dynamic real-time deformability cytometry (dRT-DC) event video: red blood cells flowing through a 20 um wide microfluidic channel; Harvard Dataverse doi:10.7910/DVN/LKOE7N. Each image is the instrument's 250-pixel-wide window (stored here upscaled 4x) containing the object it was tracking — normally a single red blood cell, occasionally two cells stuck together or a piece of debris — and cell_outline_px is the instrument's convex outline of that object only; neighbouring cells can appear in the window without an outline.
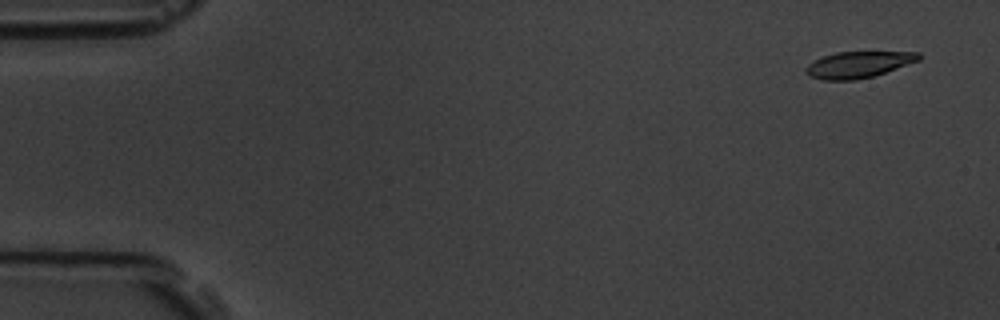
{"species": "common noctule bat (a hibernating species)", "species_latin": "Nyctalus noctula", "temperature_condition": "room temperature", "stored_images_in_passage": 56, "camera_frame_rate_fps": 3000, "um_per_image_px": 0.085, "animal": {"sex": "male", "body_mass_g": 19.5, "forearm_length_mm": 54.6}, "frame": {"image": 1, "passage_image": 1, "time_ms": 0.0, "image_size_px": [1000, 320], "cell_outline_px": [[920, 60], [872, 76], [856, 80], [824, 80], [808, 76], [804, 72], [804, 68], [808, 64], [824, 56], [836, 52], [920, 52]], "centroid_in_image_um": [72.92, 5.49], "position_along_channel_um": 12.1, "area_um2": 17.17}}
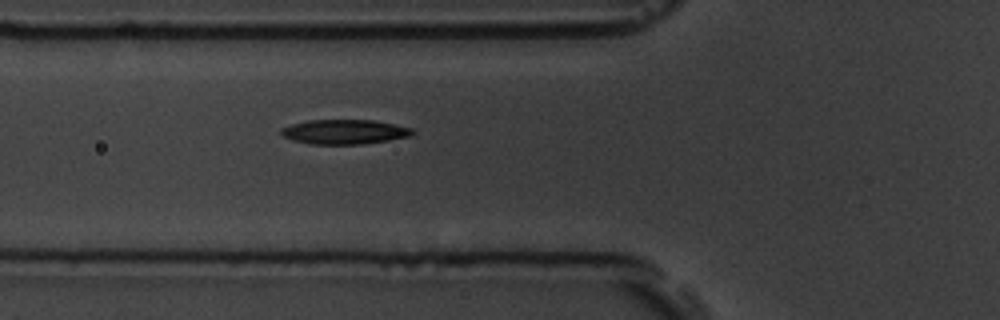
{"frame": {"image": 2, "passage_image": 19, "time_ms": 6.0, "image_size_px": [1000, 320], "cell_outline_px": [[416, 132], [412, 136], [388, 140], [360, 144], [312, 144], [292, 140], [284, 136], [280, 132], [280, 128], [292, 124], [308, 120], [372, 120], [412, 128]], "centroid_in_image_um": [29.28, 11.2], "position_along_channel_um": 96.5, "area_um2": 18.73}}
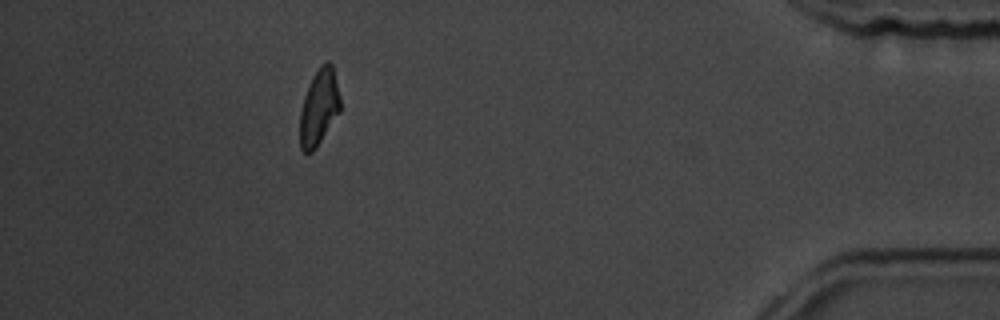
{"frame": {"image": 3, "passage_image": 50, "time_ms": 16.333, "image_size_px": [1000, 320], "cell_outline_px": [[340, 112], [316, 148], [312, 152], [304, 152], [300, 148], [300, 112], [304, 96], [308, 84], [312, 76], [320, 64], [328, 60], [332, 64], [340, 96]], "centroid_in_image_um": [27.11, 9.1], "position_along_channel_um": 408.1, "area_um2": 18.03}, "authors_computed_cell_mechanics": {"area_um2": 18.5827, "velocity_mm_per_s": 3.5338, "shape_relaxation_time_tau1_ms": 3.2143, "shape_relaxation_time_tau2_ms": 7.8336, "deformation_change_tau1": 0.1595, "deformation_change_tau2": 0.12}}